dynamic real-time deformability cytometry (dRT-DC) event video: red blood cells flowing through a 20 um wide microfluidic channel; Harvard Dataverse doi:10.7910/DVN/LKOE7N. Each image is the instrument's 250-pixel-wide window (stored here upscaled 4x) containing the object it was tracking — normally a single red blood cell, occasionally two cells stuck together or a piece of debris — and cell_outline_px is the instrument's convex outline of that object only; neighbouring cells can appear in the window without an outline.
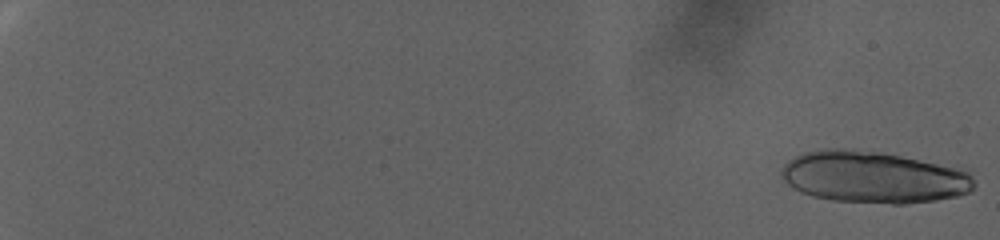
{"species": "human", "species_latin": "Homo sapiens", "temperature_condition": "warm", "stored_images_in_passage": 40, "camera_frame_rate_fps": 3000, "um_per_image_px": 0.085, "donor": {"sex": "female"}, "frame": {"image": 1, "passage_image": 2, "time_ms": 0.333, "image_size_px": [1000, 240], "cell_outline_px": [[976, 184], [968, 192], [956, 196], [936, 200], [904, 204], [892, 204], [832, 200], [812, 196], [800, 192], [788, 184], [784, 180], [780, 172], [784, 164], [796, 156], [804, 152], [828, 148], [836, 148], [880, 152], [900, 156], [936, 164], [968, 172], [972, 176]], "centroid_in_image_um": [74.19, 15.07], "position_along_channel_um": 10.8, "area_um2": 57.51}}
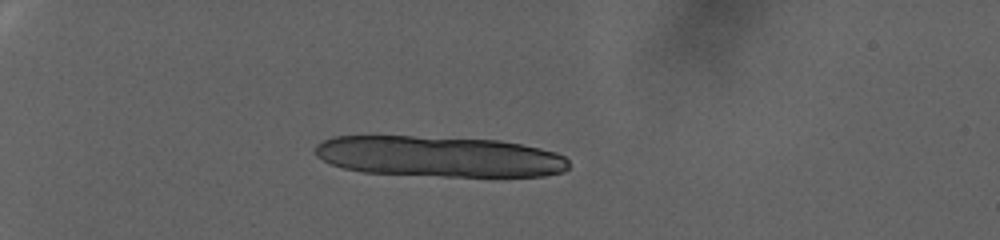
{"frame": {"image": 2, "passage_image": 30, "time_ms": 9.667, "image_size_px": [1000, 240], "cell_outline_px": [[568, 168], [564, 172], [544, 176], [444, 176], [364, 172], [344, 168], [332, 164], [316, 156], [316, 144], [332, 136], [412, 136], [500, 140], [540, 148], [556, 152], [564, 156], [568, 160]], "centroid_in_image_um": [37.36, 13.3], "position_along_channel_um": 47.6, "area_um2": 60.29}}